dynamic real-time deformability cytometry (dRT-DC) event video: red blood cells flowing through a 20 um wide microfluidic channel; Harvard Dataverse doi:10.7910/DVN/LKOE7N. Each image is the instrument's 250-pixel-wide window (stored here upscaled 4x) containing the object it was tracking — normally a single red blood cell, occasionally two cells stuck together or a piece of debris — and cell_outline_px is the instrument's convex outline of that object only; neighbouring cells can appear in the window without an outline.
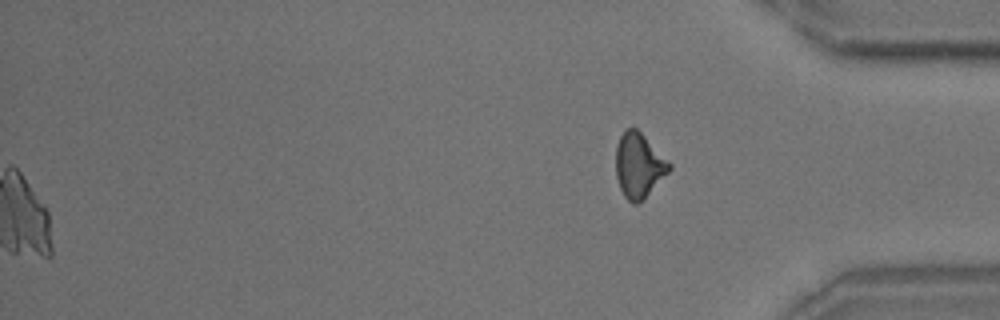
{"species": "common noctule bat (a hibernating species)", "species_latin": "Nyctalus noctula", "temperature_condition": "room temperature", "stored_images_in_passage": 51, "camera_frame_rate_fps": 3000, "um_per_image_px": 0.085, "animal": {"sex": "male", "body_mass_g": 18.8}, "frame": {"image": 1, "passage_image": 51, "time_ms": 16.667, "image_size_px": [1000, 320], "cell_outline_px": [[672, 168], [640, 204], [632, 204], [624, 196], [620, 188], [616, 176], [616, 148], [620, 136], [628, 128], [636, 128], [672, 164]], "centroid_in_image_um": [54.3, 14.1], "position_along_channel_um": 380.9, "area_um2": 20.06}}